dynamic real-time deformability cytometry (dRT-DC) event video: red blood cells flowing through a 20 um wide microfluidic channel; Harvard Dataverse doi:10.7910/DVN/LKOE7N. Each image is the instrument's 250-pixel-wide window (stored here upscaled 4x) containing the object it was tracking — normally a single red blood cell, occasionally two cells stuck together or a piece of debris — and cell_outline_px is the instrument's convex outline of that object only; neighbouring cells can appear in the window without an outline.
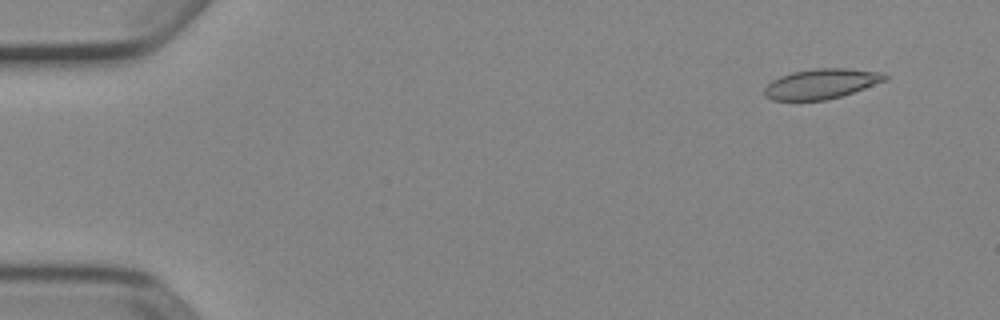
{"species": "Egyptian fruit bat (a non-hibernating species)", "species_latin": "Rousettus aegyptiacus", "temperature_condition": "cold", "stored_images_in_passage": 7, "camera_frame_rate_fps": 3000, "um_per_image_px": 0.085, "animal": {"sex": "female"}, "frame": {"image": 1, "passage_image": 1, "time_ms": 0.0, "image_size_px": [1000, 320], "cell_outline_px": [[888, 80], [840, 96], [824, 100], [772, 100], [764, 96], [764, 88], [772, 80], [780, 76], [792, 72], [816, 68], [848, 68], [884, 72], [888, 76]], "centroid_in_image_um": [69.82, 7.11], "position_along_channel_um": 15.2, "area_um2": 21.1}}
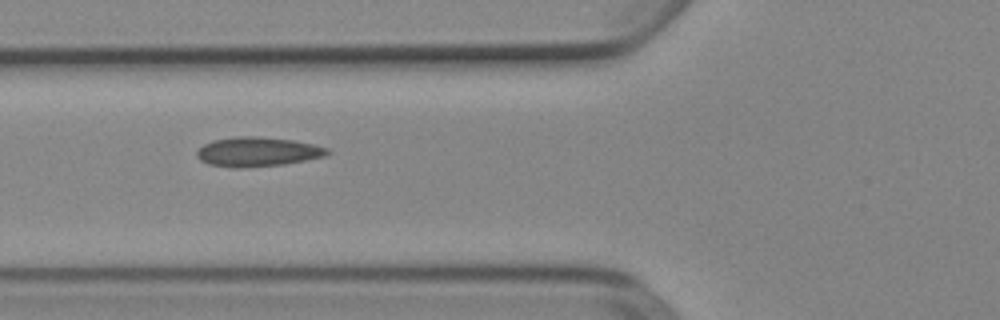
{"frame": {"image": 2, "passage_image": 5, "time_ms": 1.333, "image_size_px": [1000, 320], "cell_outline_px": [[332, 152], [324, 156], [284, 164], [244, 168], [232, 168], [208, 164], [200, 160], [196, 156], [196, 152], [204, 144], [212, 140], [236, 136], [256, 136], [292, 140], [312, 144], [328, 148]], "centroid_in_image_um": [21.86, 12.9], "position_along_channel_um": 103.9, "area_um2": 22.43}}
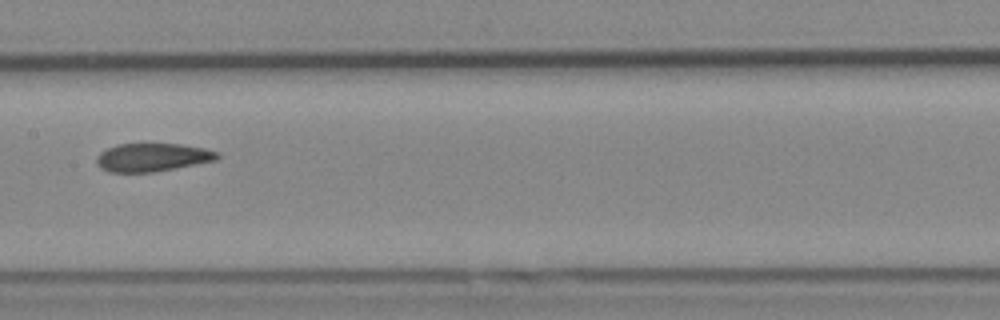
{"frame": {"image": 3, "passage_image": 7, "time_ms": 2.0, "image_size_px": [1000, 320], "cell_outline_px": [[220, 156], [216, 160], [176, 168], [152, 172], [108, 172], [100, 168], [96, 164], [96, 156], [100, 152], [116, 144], [180, 144], [204, 148], [220, 152]], "centroid_in_image_um": [12.94, 13.37], "position_along_channel_um": 194.5, "area_um2": 19.94}}